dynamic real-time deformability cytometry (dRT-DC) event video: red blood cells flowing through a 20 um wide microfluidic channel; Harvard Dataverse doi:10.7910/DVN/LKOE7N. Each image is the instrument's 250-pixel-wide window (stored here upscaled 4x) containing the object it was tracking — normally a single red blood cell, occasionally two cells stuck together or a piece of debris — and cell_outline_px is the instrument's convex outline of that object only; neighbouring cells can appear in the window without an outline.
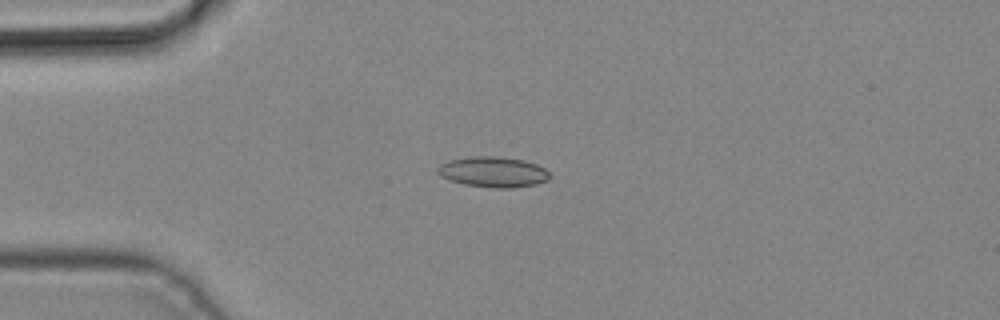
{"species": "common noctule bat (a hibernating species)", "species_latin": "Nyctalus noctula", "temperature_condition": "cold", "stored_images_in_passage": 1, "camera_frame_rate_fps": 3000, "um_per_image_px": 0.085, "animal": {"sex": "male", "body_mass_g": 19.2, "forearm_length_mm": 51.8}, "frame": {"image": 1, "passage_image": 1, "time_ms": 0.0, "image_size_px": [1000, 320], "cell_outline_px": [[552, 176], [548, 180], [536, 184], [516, 188], [492, 188], [464, 184], [440, 176], [436, 172], [436, 168], [440, 164], [448, 160], [472, 156], [500, 156], [524, 160], [536, 164], [544, 168]], "centroid_in_image_um": [41.92, 14.61], "position_along_channel_um": 43.1, "area_um2": 20.17}}